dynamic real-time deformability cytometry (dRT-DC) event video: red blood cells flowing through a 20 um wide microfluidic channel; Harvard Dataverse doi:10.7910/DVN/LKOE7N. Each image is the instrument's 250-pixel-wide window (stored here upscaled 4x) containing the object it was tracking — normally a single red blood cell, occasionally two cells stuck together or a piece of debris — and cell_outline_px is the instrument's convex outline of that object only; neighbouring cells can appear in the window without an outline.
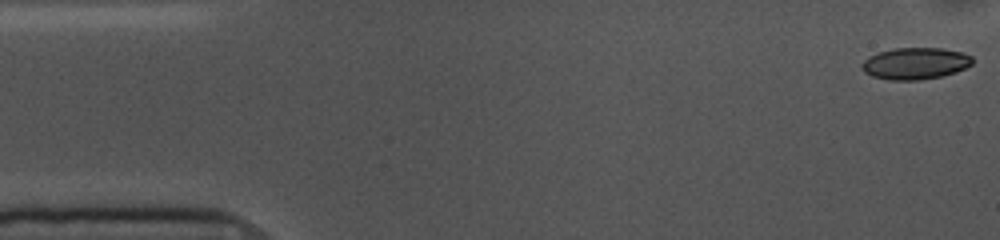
{"species": "common noctule bat (a hibernating species)", "species_latin": "Nyctalus noctula", "temperature_condition": "cold", "stored_images_in_passage": 54, "camera_frame_rate_fps": 3000, "um_per_image_px": 0.085, "animal": {"sex": "female", "body_mass_g": 10.0, "forearm_length_mm": 53.1}, "frame": {"image": 1, "passage_image": 1, "time_ms": 0.0, "image_size_px": [1000, 240], "cell_outline_px": [[972, 64], [956, 72], [940, 76], [920, 80], [888, 80], [872, 76], [864, 72], [860, 68], [860, 64], [868, 56], [892, 48], [940, 48], [960, 52], [972, 56]], "centroid_in_image_um": [77.75, 5.4], "position_along_channel_um": 7.3, "area_um2": 20.46}}
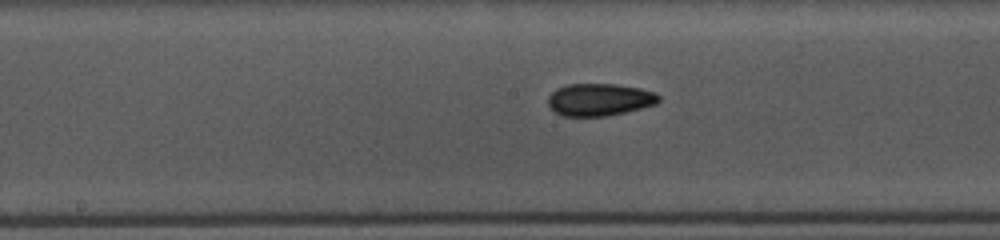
{"frame": {"image": 2, "passage_image": 26, "time_ms": 8.333, "image_size_px": [1000, 240], "cell_outline_px": [[660, 100], [656, 104], [608, 116], [564, 116], [556, 112], [548, 104], [548, 96], [556, 88], [568, 84], [616, 84], [640, 88], [656, 92], [660, 96]], "centroid_in_image_um": [50.97, 8.46], "position_along_channel_um": 197.2, "area_um2": 20.87}}
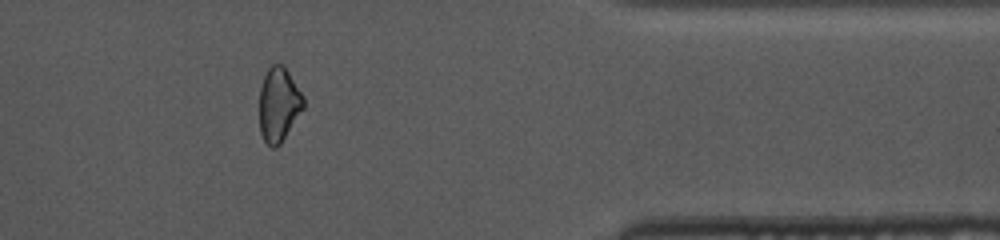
{"frame": {"image": 3, "passage_image": 44, "time_ms": 14.333, "image_size_px": [1000, 240], "cell_outline_px": [[304, 108], [280, 144], [276, 148], [272, 148], [264, 140], [260, 132], [260, 88], [264, 76], [268, 68], [272, 64], [284, 64], [304, 96]], "centroid_in_image_um": [23.7, 8.87], "position_along_channel_um": 387.7, "area_um2": 19.13}, "authors_computed_cell_mechanics": {"area_um2": 20.7502, "velocity_mm_per_s": 3.6066, "shape_relaxation_time_tau1_ms": 5.2193, "shape_relaxation_time_tau2_ms": 5.3048, "deformation_change_tau1": 0.0976, "deformation_change_tau2": 0.0921}}